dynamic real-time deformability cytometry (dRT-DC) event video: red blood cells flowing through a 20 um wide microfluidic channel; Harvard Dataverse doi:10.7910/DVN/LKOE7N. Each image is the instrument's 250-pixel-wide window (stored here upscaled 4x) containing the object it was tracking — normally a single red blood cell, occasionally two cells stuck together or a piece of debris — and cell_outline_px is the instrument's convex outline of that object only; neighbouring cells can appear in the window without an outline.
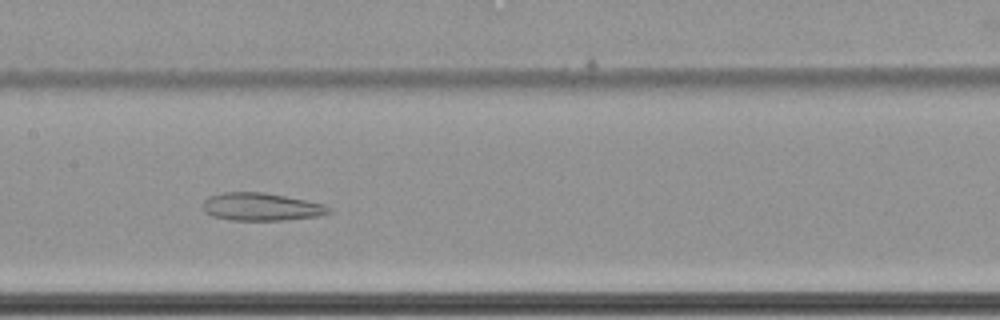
{"species": "common noctule bat (a hibernating species)", "species_latin": "Nyctalus noctula", "temperature_condition": "cold", "stored_images_in_passage": 51, "camera_frame_rate_fps": 3000, "um_per_image_px": 0.085, "animal": {"sex": "female", "body_mass_g": 22.7, "forearm_length_mm": 54.2}, "frame": {"image": 1, "passage_image": 22, "time_ms": 7.0, "image_size_px": [1000, 320], "cell_outline_px": [[332, 212], [316, 216], [284, 220], [232, 220], [212, 216], [204, 212], [200, 204], [208, 196], [224, 192], [264, 192], [324, 204], [332, 208]], "centroid_in_image_um": [22.15, 17.57], "position_along_channel_um": 185.3, "area_um2": 20.46}, "authors_computed_cell_mechanics": {"area_um2": 27.0504, "velocity_mm_per_s": 3.4113, "shape_relaxation_time_tau1_ms": null, "shape_relaxation_time_tau2_ms": 2.7186, "deformation_change_tau1": null, "deformation_change_tau2": 0.0969}}